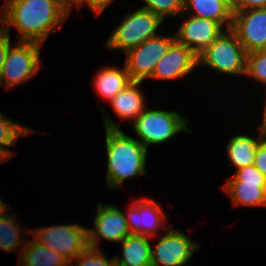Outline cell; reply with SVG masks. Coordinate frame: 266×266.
<instances>
[{
    "label": "cell",
    "mask_w": 266,
    "mask_h": 266,
    "mask_svg": "<svg viewBox=\"0 0 266 266\" xmlns=\"http://www.w3.org/2000/svg\"><path fill=\"white\" fill-rule=\"evenodd\" d=\"M1 28L10 34L17 28L18 42L42 44L49 34L63 24L70 10L61 0H5Z\"/></svg>",
    "instance_id": "1"
},
{
    "label": "cell",
    "mask_w": 266,
    "mask_h": 266,
    "mask_svg": "<svg viewBox=\"0 0 266 266\" xmlns=\"http://www.w3.org/2000/svg\"><path fill=\"white\" fill-rule=\"evenodd\" d=\"M103 117L107 155L106 184L108 189H119L127 179L147 175L148 150L137 139L123 132L109 115Z\"/></svg>",
    "instance_id": "2"
},
{
    "label": "cell",
    "mask_w": 266,
    "mask_h": 266,
    "mask_svg": "<svg viewBox=\"0 0 266 266\" xmlns=\"http://www.w3.org/2000/svg\"><path fill=\"white\" fill-rule=\"evenodd\" d=\"M190 123L178 111L146 109L132 123L138 141L148 150L150 145L164 144L179 132L191 133Z\"/></svg>",
    "instance_id": "3"
},
{
    "label": "cell",
    "mask_w": 266,
    "mask_h": 266,
    "mask_svg": "<svg viewBox=\"0 0 266 266\" xmlns=\"http://www.w3.org/2000/svg\"><path fill=\"white\" fill-rule=\"evenodd\" d=\"M246 54L236 33L232 29H226L198 55V64L232 77L233 75L244 76Z\"/></svg>",
    "instance_id": "4"
},
{
    "label": "cell",
    "mask_w": 266,
    "mask_h": 266,
    "mask_svg": "<svg viewBox=\"0 0 266 266\" xmlns=\"http://www.w3.org/2000/svg\"><path fill=\"white\" fill-rule=\"evenodd\" d=\"M121 24L116 26L106 41L105 47L110 50H120L124 54L156 36L163 20L153 12L137 9L126 13Z\"/></svg>",
    "instance_id": "5"
},
{
    "label": "cell",
    "mask_w": 266,
    "mask_h": 266,
    "mask_svg": "<svg viewBox=\"0 0 266 266\" xmlns=\"http://www.w3.org/2000/svg\"><path fill=\"white\" fill-rule=\"evenodd\" d=\"M29 233L37 242L63 255L69 262L89 246L87 227L77 223L41 227L29 230Z\"/></svg>",
    "instance_id": "6"
},
{
    "label": "cell",
    "mask_w": 266,
    "mask_h": 266,
    "mask_svg": "<svg viewBox=\"0 0 266 266\" xmlns=\"http://www.w3.org/2000/svg\"><path fill=\"white\" fill-rule=\"evenodd\" d=\"M10 46L0 76V86L10 89L28 81L41 68L40 46L34 42H15Z\"/></svg>",
    "instance_id": "7"
},
{
    "label": "cell",
    "mask_w": 266,
    "mask_h": 266,
    "mask_svg": "<svg viewBox=\"0 0 266 266\" xmlns=\"http://www.w3.org/2000/svg\"><path fill=\"white\" fill-rule=\"evenodd\" d=\"M175 41V35H160L146 40L142 44L125 53L124 66L132 81L150 79L156 64L166 54L170 45Z\"/></svg>",
    "instance_id": "8"
},
{
    "label": "cell",
    "mask_w": 266,
    "mask_h": 266,
    "mask_svg": "<svg viewBox=\"0 0 266 266\" xmlns=\"http://www.w3.org/2000/svg\"><path fill=\"white\" fill-rule=\"evenodd\" d=\"M164 232L155 247L151 246V266L186 265L200 244L172 225Z\"/></svg>",
    "instance_id": "9"
},
{
    "label": "cell",
    "mask_w": 266,
    "mask_h": 266,
    "mask_svg": "<svg viewBox=\"0 0 266 266\" xmlns=\"http://www.w3.org/2000/svg\"><path fill=\"white\" fill-rule=\"evenodd\" d=\"M96 207L94 227L87 228L88 245L99 249L101 239L122 242L130 234L125 213L112 204L97 202Z\"/></svg>",
    "instance_id": "10"
},
{
    "label": "cell",
    "mask_w": 266,
    "mask_h": 266,
    "mask_svg": "<svg viewBox=\"0 0 266 266\" xmlns=\"http://www.w3.org/2000/svg\"><path fill=\"white\" fill-rule=\"evenodd\" d=\"M231 29L247 53L259 51L266 42V8L234 11Z\"/></svg>",
    "instance_id": "11"
},
{
    "label": "cell",
    "mask_w": 266,
    "mask_h": 266,
    "mask_svg": "<svg viewBox=\"0 0 266 266\" xmlns=\"http://www.w3.org/2000/svg\"><path fill=\"white\" fill-rule=\"evenodd\" d=\"M125 213L130 233L141 234L154 238L158 230L167 221V217L156 201L148 198L135 199ZM158 233V234H157Z\"/></svg>",
    "instance_id": "12"
},
{
    "label": "cell",
    "mask_w": 266,
    "mask_h": 266,
    "mask_svg": "<svg viewBox=\"0 0 266 266\" xmlns=\"http://www.w3.org/2000/svg\"><path fill=\"white\" fill-rule=\"evenodd\" d=\"M225 29L216 21L189 16L177 29L175 40L191 49L197 56L203 52Z\"/></svg>",
    "instance_id": "13"
},
{
    "label": "cell",
    "mask_w": 266,
    "mask_h": 266,
    "mask_svg": "<svg viewBox=\"0 0 266 266\" xmlns=\"http://www.w3.org/2000/svg\"><path fill=\"white\" fill-rule=\"evenodd\" d=\"M197 65H199L198 56L191 49L175 40L156 64L150 78L157 80L179 79L189 75Z\"/></svg>",
    "instance_id": "14"
},
{
    "label": "cell",
    "mask_w": 266,
    "mask_h": 266,
    "mask_svg": "<svg viewBox=\"0 0 266 266\" xmlns=\"http://www.w3.org/2000/svg\"><path fill=\"white\" fill-rule=\"evenodd\" d=\"M141 84L142 81H132L108 103L120 119L129 120L131 124L146 109Z\"/></svg>",
    "instance_id": "15"
},
{
    "label": "cell",
    "mask_w": 266,
    "mask_h": 266,
    "mask_svg": "<svg viewBox=\"0 0 266 266\" xmlns=\"http://www.w3.org/2000/svg\"><path fill=\"white\" fill-rule=\"evenodd\" d=\"M150 237L130 233L122 243V258L114 256L115 266H151Z\"/></svg>",
    "instance_id": "16"
},
{
    "label": "cell",
    "mask_w": 266,
    "mask_h": 266,
    "mask_svg": "<svg viewBox=\"0 0 266 266\" xmlns=\"http://www.w3.org/2000/svg\"><path fill=\"white\" fill-rule=\"evenodd\" d=\"M189 12L195 17L214 20L225 30L232 28L233 12L224 0H184V10L181 17H185Z\"/></svg>",
    "instance_id": "17"
},
{
    "label": "cell",
    "mask_w": 266,
    "mask_h": 266,
    "mask_svg": "<svg viewBox=\"0 0 266 266\" xmlns=\"http://www.w3.org/2000/svg\"><path fill=\"white\" fill-rule=\"evenodd\" d=\"M222 189L234 206H266V184H244L232 176L225 181Z\"/></svg>",
    "instance_id": "18"
},
{
    "label": "cell",
    "mask_w": 266,
    "mask_h": 266,
    "mask_svg": "<svg viewBox=\"0 0 266 266\" xmlns=\"http://www.w3.org/2000/svg\"><path fill=\"white\" fill-rule=\"evenodd\" d=\"M94 86L96 92L108 103L132 82L127 69L106 66L95 73Z\"/></svg>",
    "instance_id": "19"
},
{
    "label": "cell",
    "mask_w": 266,
    "mask_h": 266,
    "mask_svg": "<svg viewBox=\"0 0 266 266\" xmlns=\"http://www.w3.org/2000/svg\"><path fill=\"white\" fill-rule=\"evenodd\" d=\"M259 131L260 134L257 138L247 134H237L229 139L226 152L236 170L254 164L256 148L266 136V133L261 128Z\"/></svg>",
    "instance_id": "20"
},
{
    "label": "cell",
    "mask_w": 266,
    "mask_h": 266,
    "mask_svg": "<svg viewBox=\"0 0 266 266\" xmlns=\"http://www.w3.org/2000/svg\"><path fill=\"white\" fill-rule=\"evenodd\" d=\"M19 256L18 266H70L63 255L36 240H26Z\"/></svg>",
    "instance_id": "21"
},
{
    "label": "cell",
    "mask_w": 266,
    "mask_h": 266,
    "mask_svg": "<svg viewBox=\"0 0 266 266\" xmlns=\"http://www.w3.org/2000/svg\"><path fill=\"white\" fill-rule=\"evenodd\" d=\"M34 131L0 113V154L8 161L12 155H15L10 147L17 144L21 137Z\"/></svg>",
    "instance_id": "22"
},
{
    "label": "cell",
    "mask_w": 266,
    "mask_h": 266,
    "mask_svg": "<svg viewBox=\"0 0 266 266\" xmlns=\"http://www.w3.org/2000/svg\"><path fill=\"white\" fill-rule=\"evenodd\" d=\"M15 218L17 217L13 215L11 216L9 213L0 217V249L6 252H11L15 251L18 246V255L20 256L22 248L25 245L24 236H27L25 235L27 232H22V228L20 229L21 223Z\"/></svg>",
    "instance_id": "23"
},
{
    "label": "cell",
    "mask_w": 266,
    "mask_h": 266,
    "mask_svg": "<svg viewBox=\"0 0 266 266\" xmlns=\"http://www.w3.org/2000/svg\"><path fill=\"white\" fill-rule=\"evenodd\" d=\"M144 6L141 9L149 10L159 16L163 21L165 18L177 17L183 14L184 0H141Z\"/></svg>",
    "instance_id": "24"
},
{
    "label": "cell",
    "mask_w": 266,
    "mask_h": 266,
    "mask_svg": "<svg viewBox=\"0 0 266 266\" xmlns=\"http://www.w3.org/2000/svg\"><path fill=\"white\" fill-rule=\"evenodd\" d=\"M245 76L266 86V53L259 50L246 54Z\"/></svg>",
    "instance_id": "25"
},
{
    "label": "cell",
    "mask_w": 266,
    "mask_h": 266,
    "mask_svg": "<svg viewBox=\"0 0 266 266\" xmlns=\"http://www.w3.org/2000/svg\"><path fill=\"white\" fill-rule=\"evenodd\" d=\"M108 259L100 248L88 246L75 260L70 262V266H115L114 257Z\"/></svg>",
    "instance_id": "26"
},
{
    "label": "cell",
    "mask_w": 266,
    "mask_h": 266,
    "mask_svg": "<svg viewBox=\"0 0 266 266\" xmlns=\"http://www.w3.org/2000/svg\"><path fill=\"white\" fill-rule=\"evenodd\" d=\"M233 177L244 184H266V177L254 164L237 169Z\"/></svg>",
    "instance_id": "27"
},
{
    "label": "cell",
    "mask_w": 266,
    "mask_h": 266,
    "mask_svg": "<svg viewBox=\"0 0 266 266\" xmlns=\"http://www.w3.org/2000/svg\"><path fill=\"white\" fill-rule=\"evenodd\" d=\"M254 166L266 177V136L256 148Z\"/></svg>",
    "instance_id": "28"
},
{
    "label": "cell",
    "mask_w": 266,
    "mask_h": 266,
    "mask_svg": "<svg viewBox=\"0 0 266 266\" xmlns=\"http://www.w3.org/2000/svg\"><path fill=\"white\" fill-rule=\"evenodd\" d=\"M10 34L0 28V76L3 70L4 61L7 55L8 48L12 45Z\"/></svg>",
    "instance_id": "29"
},
{
    "label": "cell",
    "mask_w": 266,
    "mask_h": 266,
    "mask_svg": "<svg viewBox=\"0 0 266 266\" xmlns=\"http://www.w3.org/2000/svg\"><path fill=\"white\" fill-rule=\"evenodd\" d=\"M113 1L114 0H84V4L96 15H100Z\"/></svg>",
    "instance_id": "30"
},
{
    "label": "cell",
    "mask_w": 266,
    "mask_h": 266,
    "mask_svg": "<svg viewBox=\"0 0 266 266\" xmlns=\"http://www.w3.org/2000/svg\"><path fill=\"white\" fill-rule=\"evenodd\" d=\"M256 8H266V0H242V4L237 10H249Z\"/></svg>",
    "instance_id": "31"
},
{
    "label": "cell",
    "mask_w": 266,
    "mask_h": 266,
    "mask_svg": "<svg viewBox=\"0 0 266 266\" xmlns=\"http://www.w3.org/2000/svg\"><path fill=\"white\" fill-rule=\"evenodd\" d=\"M61 2L71 11V7H76L77 11H80L82 5H84V0H61Z\"/></svg>",
    "instance_id": "32"
},
{
    "label": "cell",
    "mask_w": 266,
    "mask_h": 266,
    "mask_svg": "<svg viewBox=\"0 0 266 266\" xmlns=\"http://www.w3.org/2000/svg\"><path fill=\"white\" fill-rule=\"evenodd\" d=\"M232 12L236 11L242 4V0H224Z\"/></svg>",
    "instance_id": "33"
},
{
    "label": "cell",
    "mask_w": 266,
    "mask_h": 266,
    "mask_svg": "<svg viewBox=\"0 0 266 266\" xmlns=\"http://www.w3.org/2000/svg\"><path fill=\"white\" fill-rule=\"evenodd\" d=\"M265 97H266V95H265ZM264 102L265 103H264V108H263V117H262L261 126L259 128H261L266 133V98H265V101Z\"/></svg>",
    "instance_id": "34"
},
{
    "label": "cell",
    "mask_w": 266,
    "mask_h": 266,
    "mask_svg": "<svg viewBox=\"0 0 266 266\" xmlns=\"http://www.w3.org/2000/svg\"><path fill=\"white\" fill-rule=\"evenodd\" d=\"M8 209H10L9 205L0 199V217L6 215Z\"/></svg>",
    "instance_id": "35"
},
{
    "label": "cell",
    "mask_w": 266,
    "mask_h": 266,
    "mask_svg": "<svg viewBox=\"0 0 266 266\" xmlns=\"http://www.w3.org/2000/svg\"><path fill=\"white\" fill-rule=\"evenodd\" d=\"M261 52L266 53V42L263 45V47L260 49Z\"/></svg>",
    "instance_id": "36"
},
{
    "label": "cell",
    "mask_w": 266,
    "mask_h": 266,
    "mask_svg": "<svg viewBox=\"0 0 266 266\" xmlns=\"http://www.w3.org/2000/svg\"><path fill=\"white\" fill-rule=\"evenodd\" d=\"M3 162H7V160L0 154V164Z\"/></svg>",
    "instance_id": "37"
}]
</instances>
